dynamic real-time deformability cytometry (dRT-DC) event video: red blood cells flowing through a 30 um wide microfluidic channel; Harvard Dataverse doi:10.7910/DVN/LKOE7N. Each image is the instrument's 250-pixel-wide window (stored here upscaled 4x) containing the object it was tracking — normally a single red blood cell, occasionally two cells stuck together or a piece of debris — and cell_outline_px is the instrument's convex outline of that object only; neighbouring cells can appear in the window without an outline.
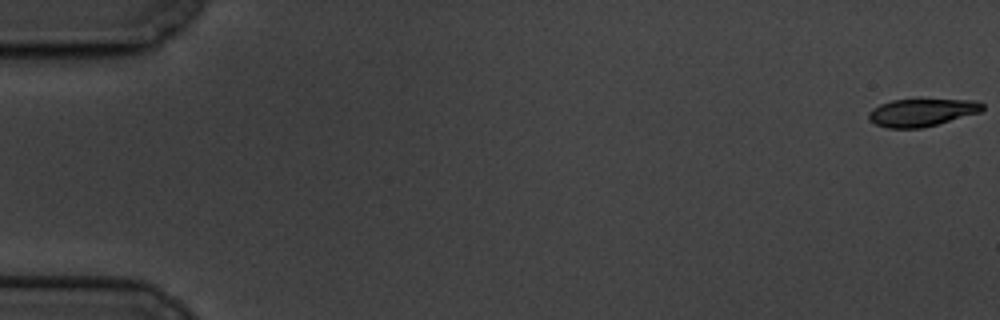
{"species": "common noctule bat (a hibernating species)", "species_latin": "Nyctalus noctula", "temperature_condition": "cold", "stored_images_in_passage": 61, "camera_frame_rate_fps": 3000, "um_per_image_px": 0.085, "animal": {"sex": "male", "body_mass_g": 19.5, "forearm_length_mm": 54.6}, "frame": {"image": 1, "passage_image": 1, "time_ms": 0.0, "image_size_px": [1000, 320], "cell_outline_px": [[984, 108], [980, 112], [936, 124], [920, 128], [888, 128], [876, 124], [868, 120], [868, 112], [872, 108], [880, 104], [892, 100], [976, 100], [984, 104]], "centroid_in_image_um": [78.31, 9.56], "position_along_channel_um": 6.7, "area_um2": 18.09}}
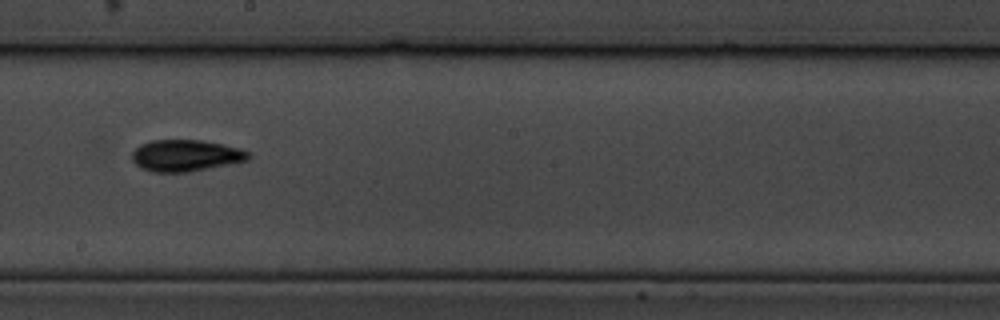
{"frame": {"image": 2, "passage_image": 35, "time_ms": 11.333, "image_size_px": [1000, 320], "cell_outline_px": [[252, 156], [248, 160], [188, 172], [152, 172], [140, 168], [132, 160], [132, 152], [140, 144], [152, 140], [200, 140], [240, 148], [252, 152]], "centroid_in_image_um": [15.78, 13.22], "position_along_channel_um": 232.4, "area_um2": 21.44}}
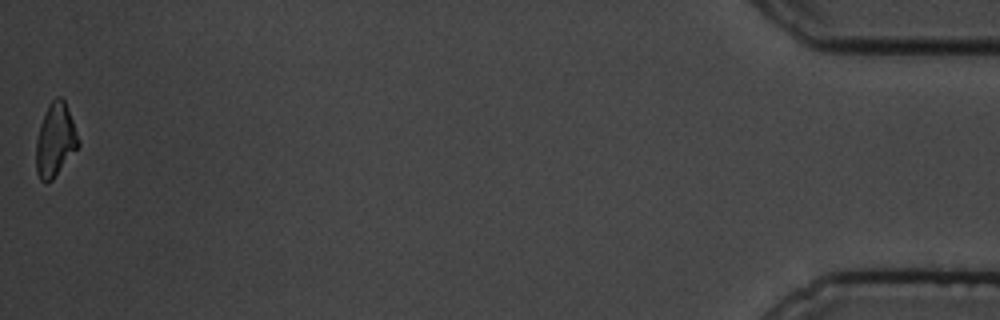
{"frame": {"image": 3, "passage_image": 61, "time_ms": 20.0, "image_size_px": [1000, 320], "cell_outline_px": [[80, 144], [52, 180], [44, 184], [40, 180], [36, 172], [36, 140], [40, 124], [52, 100], [56, 96], [60, 96], [64, 100], [80, 140]], "centroid_in_image_um": [4.69, 11.94], "position_along_channel_um": 430.5, "area_um2": 17.8}, "authors_computed_cell_mechanics": {"area_um2": 19.8254, "velocity_mm_per_s": 3.3444, "shape_relaxation_time_tau1_ms": 3.5902, "shape_relaxation_time_tau2_ms": 4.3742, "deformation_change_tau1": 0.1241, "deformation_change_tau2": 0.0909}}